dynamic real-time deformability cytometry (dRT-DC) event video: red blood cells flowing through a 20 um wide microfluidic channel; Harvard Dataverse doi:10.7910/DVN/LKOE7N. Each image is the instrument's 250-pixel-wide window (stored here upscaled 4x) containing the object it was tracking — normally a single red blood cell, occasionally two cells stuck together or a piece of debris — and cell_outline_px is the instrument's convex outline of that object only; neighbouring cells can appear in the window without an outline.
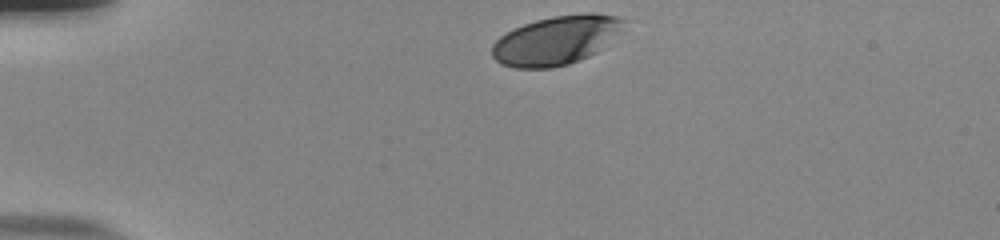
{"species": "human", "species_latin": "Homo sapiens", "temperature_condition": "room temperature", "stored_images_in_passage": 34, "camera_frame_rate_fps": 3000, "um_per_image_px": 0.085, "donor": {"sex": "male"}, "frame": {"image": 1, "passage_image": 1, "time_ms": 0.0, "image_size_px": [1000, 240], "cell_outline_px": [[628, 20], [620, 32], [596, 52], [588, 56], [568, 64], [552, 68], [512, 68], [496, 60], [492, 56], [492, 44], [500, 36], [512, 28], [536, 20], [552, 16], [584, 12], [592, 12], [616, 16]], "centroid_in_image_um": [47.27, 3.4], "position_along_channel_um": 37.7, "area_um2": 37.69}}
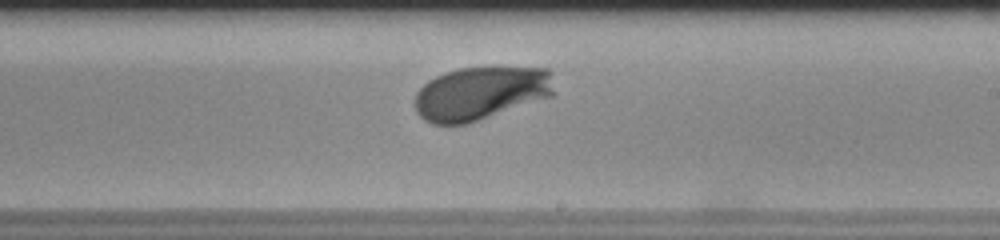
{"frame": {"image": 2, "passage_image": 22, "time_ms": 7.0, "image_size_px": [1000, 240], "cell_outline_px": [[552, 96], [468, 124], [432, 124], [424, 120], [416, 112], [416, 92], [428, 80], [444, 72], [460, 68], [548, 68], [552, 72]], "centroid_in_image_um": [40.83, 7.94], "position_along_channel_um": 248.2, "area_um2": 43.18}}
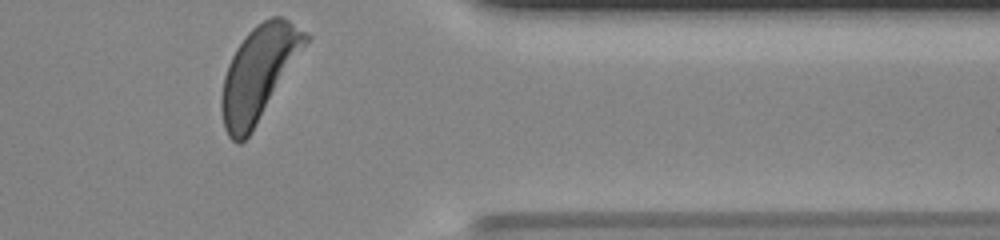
{"frame": {"image": 3, "passage_image": 34, "time_ms": 11.0, "image_size_px": [1000, 240], "cell_outline_px": [[312, 36], [252, 132], [240, 144], [236, 144], [228, 136], [224, 128], [220, 108], [220, 100], [224, 76], [228, 64], [236, 48], [244, 36], [256, 24], [272, 16], [284, 16]], "centroid_in_image_um": [21.99, 6.22], "position_along_channel_um": 389.4, "area_um2": 46.07}, "authors_computed_cell_mechanics": {"area_um2": 41.8472, "velocity_mm_per_s": 3.8, "shape_relaxation_time_tau1_ms": 2.4916, "shape_relaxation_time_tau2_ms": null, "deformation_change_tau1": 0.1645, "deformation_change_tau2": null}}